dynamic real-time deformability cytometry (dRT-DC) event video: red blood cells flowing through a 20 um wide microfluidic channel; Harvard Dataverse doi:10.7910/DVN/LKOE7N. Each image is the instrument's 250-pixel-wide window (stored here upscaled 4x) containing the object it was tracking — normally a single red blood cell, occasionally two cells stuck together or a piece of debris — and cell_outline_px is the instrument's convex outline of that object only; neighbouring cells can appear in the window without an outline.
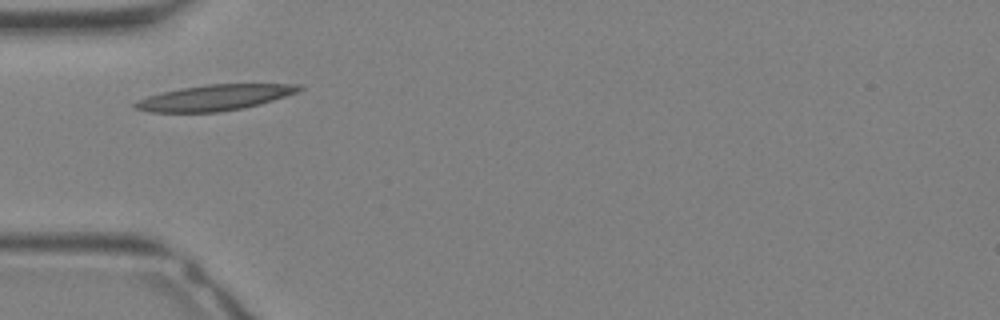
{"species": "Egyptian fruit bat (a non-hibernating species)", "species_latin": "Rousettus aegyptiacus", "temperature_condition": "warm", "stored_images_in_passage": 23, "camera_frame_rate_fps": 3000, "um_per_image_px": 0.085, "animal": {"sex": "female"}, "frame": {"image": 1, "passage_image": 1, "time_ms": 0.0, "image_size_px": [1000, 320], "cell_outline_px": [[304, 88], [296, 92], [260, 104], [244, 108], [220, 112], [148, 112], [136, 108], [132, 104], [136, 100], [148, 96], [164, 92], [204, 84], [300, 84]], "centroid_in_image_um": [18.24, 8.3], "position_along_channel_um": 66.8, "area_um2": 24.39}}
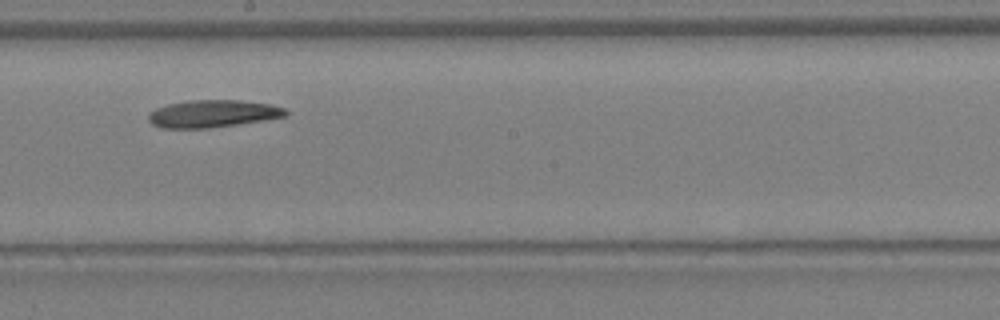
{"frame": {"image": 2, "passage_image": 9, "time_ms": 2.667, "image_size_px": [1000, 320], "cell_outline_px": [[288, 116], [264, 120], [208, 128], [160, 128], [152, 124], [148, 120], [148, 112], [156, 108], [168, 104], [192, 100], [240, 100], [272, 104], [284, 108], [288, 112]], "centroid_in_image_um": [18.08, 9.66], "position_along_channel_um": 230.1, "area_um2": 21.96}}
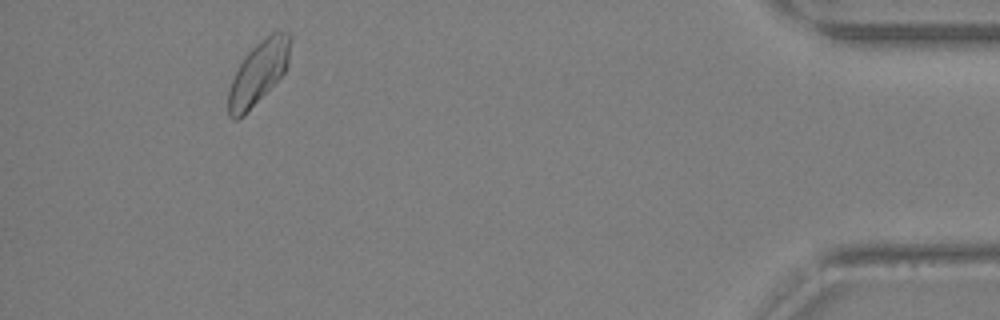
{"frame": {"image": 3, "passage_image": 21, "time_ms": 6.667, "image_size_px": [1000, 320], "cell_outline_px": [[288, 64], [284, 72], [244, 116], [236, 120], [232, 120], [228, 116], [228, 88], [244, 56], [256, 44], [272, 32], [288, 32]], "centroid_in_image_um": [21.9, 6.24], "position_along_channel_um": 413.3, "area_um2": 22.08}}